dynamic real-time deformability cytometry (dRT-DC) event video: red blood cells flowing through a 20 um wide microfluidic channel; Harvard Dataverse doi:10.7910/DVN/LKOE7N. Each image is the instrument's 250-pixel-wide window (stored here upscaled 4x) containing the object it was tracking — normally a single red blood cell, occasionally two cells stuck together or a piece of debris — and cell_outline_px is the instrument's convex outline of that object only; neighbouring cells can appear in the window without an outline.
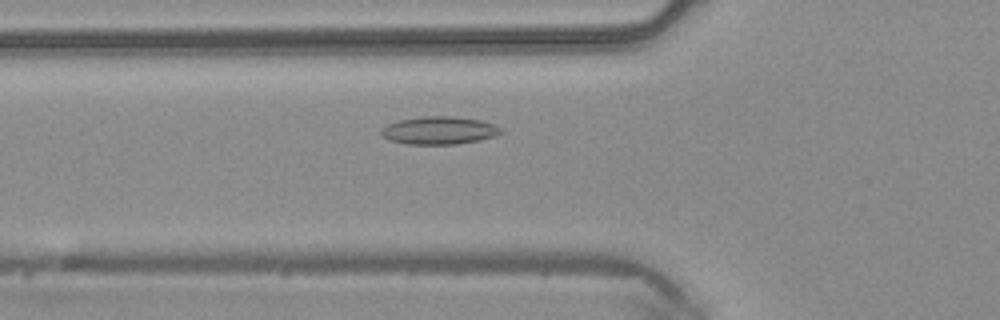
{"species": "common noctule bat (a hibernating species)", "species_latin": "Nyctalus noctula", "temperature_condition": "warm", "stored_images_in_passage": 45, "camera_frame_rate_fps": 3000, "um_per_image_px": 0.085, "animal": {"sex": "male", "body_mass_g": 20.4}, "frame": {"image": 1, "passage_image": 14, "time_ms": 4.333, "image_size_px": [1000, 320], "cell_outline_px": [[504, 132], [496, 136], [480, 140], [456, 144], [408, 144], [388, 140], [380, 136], [380, 128], [388, 124], [400, 120], [420, 116], [452, 116], [480, 120], [492, 124], [500, 128]], "centroid_in_image_um": [37.29, 11.09], "position_along_channel_um": 88.5, "area_um2": 19.54}}
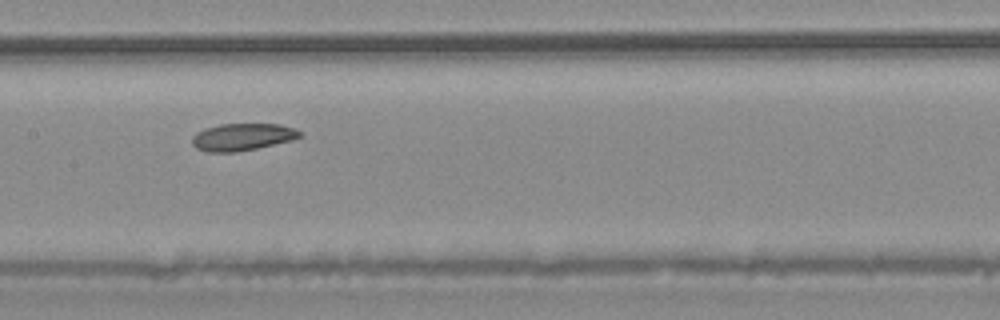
{"frame": {"image": 2, "passage_image": 21, "time_ms": 6.667, "image_size_px": [1000, 320], "cell_outline_px": [[300, 136], [292, 140], [256, 148], [236, 152], [208, 152], [196, 148], [192, 144], [192, 136], [196, 132], [204, 128], [220, 124], [280, 124], [292, 128], [300, 132]], "centroid_in_image_um": [20.54, 11.64], "position_along_channel_um": 186.9, "area_um2": 16.94}}
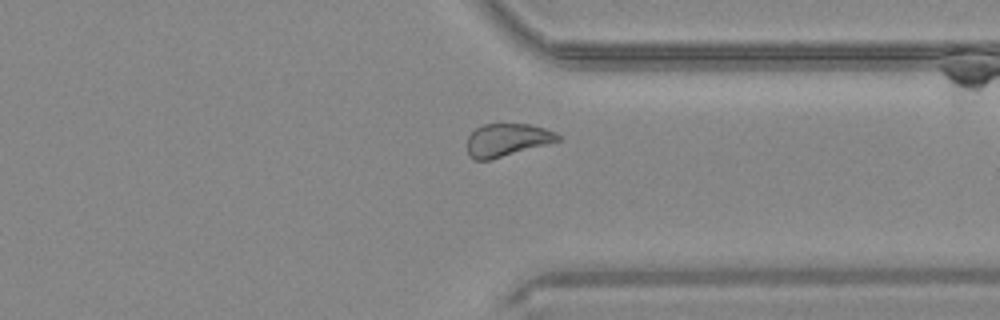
{"frame": {"image": 3, "passage_image": 34, "time_ms": 11.0, "image_size_px": [1000, 320], "cell_outline_px": [[560, 140], [492, 160], [476, 160], [468, 156], [468, 136], [476, 128], [484, 124], [532, 124], [556, 132], [560, 136]], "centroid_in_image_um": [43.09, 11.9], "position_along_channel_um": 368.3, "area_um2": 17.34}}